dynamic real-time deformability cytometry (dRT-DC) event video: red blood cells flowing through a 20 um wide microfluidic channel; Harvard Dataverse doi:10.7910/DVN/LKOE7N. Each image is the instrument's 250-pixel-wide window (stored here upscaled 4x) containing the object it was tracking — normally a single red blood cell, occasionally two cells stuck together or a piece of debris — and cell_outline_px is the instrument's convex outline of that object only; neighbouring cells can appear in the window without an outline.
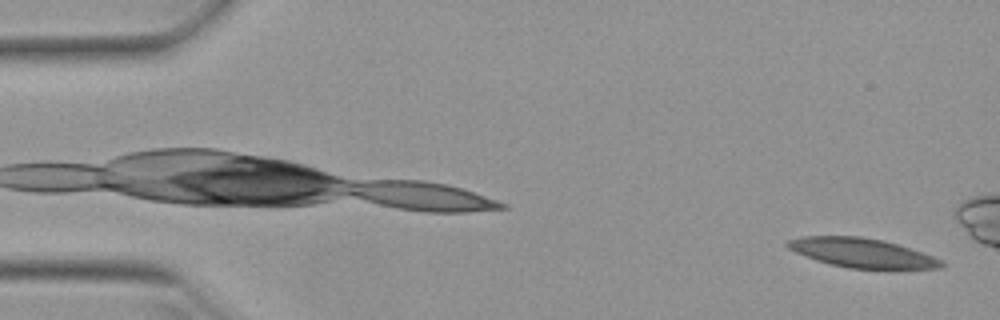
{"species": "Egyptian fruit bat (a non-hibernating species)", "species_latin": "Rousettus aegyptiacus", "temperature_condition": "warm", "stored_images_in_passage": 15, "camera_frame_rate_fps": 3000, "um_per_image_px": 0.085, "animal": {"sex": "female"}, "frame": {"image": 1, "passage_image": 1, "time_ms": 0.0, "image_size_px": [1000, 320], "cell_outline_px": [[944, 264], [940, 268], [848, 268], [816, 260], [796, 252], [788, 248], [784, 244], [788, 240], [800, 236], [860, 236], [884, 240], [944, 260]], "centroid_in_image_um": [73.22, 21.48], "position_along_channel_um": 11.8, "area_um2": 25.84}}